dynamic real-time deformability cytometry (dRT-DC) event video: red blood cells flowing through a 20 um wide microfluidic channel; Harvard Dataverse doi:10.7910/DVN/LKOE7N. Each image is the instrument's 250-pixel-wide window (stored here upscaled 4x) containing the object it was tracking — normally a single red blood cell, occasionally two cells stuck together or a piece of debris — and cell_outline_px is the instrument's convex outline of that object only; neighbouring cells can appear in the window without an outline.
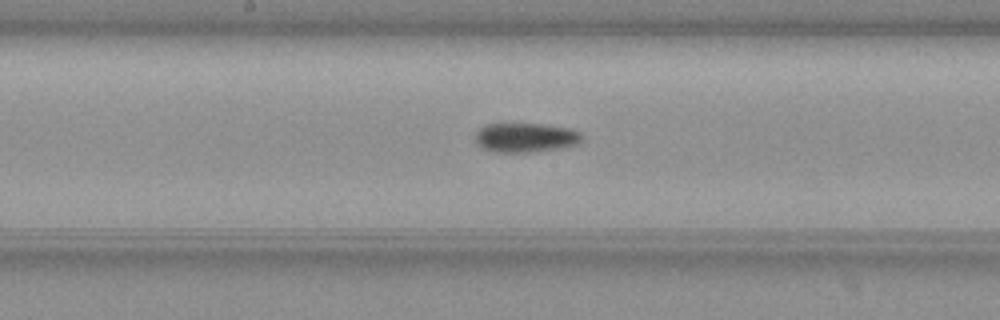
{"species": "common noctule bat (a hibernating species)", "species_latin": "Nyctalus noctula", "temperature_condition": "warm", "stored_images_in_passage": 39, "camera_frame_rate_fps": 3000, "um_per_image_px": 0.085, "animal": {"sex": "female", "body_mass_g": 19.3, "forearm_length_mm": 54.1}, "frame": {"image": 1, "passage_image": 12, "time_ms": 3.667, "image_size_px": [1000, 320], "cell_outline_px": [[580, 144], [564, 148], [536, 152], [496, 152], [480, 148], [476, 140], [476, 132], [480, 128], [488, 124], [540, 124], [564, 128], [580, 132]], "centroid_in_image_um": [44.66, 11.72], "position_along_channel_um": 203.5, "area_um2": 18.15}}
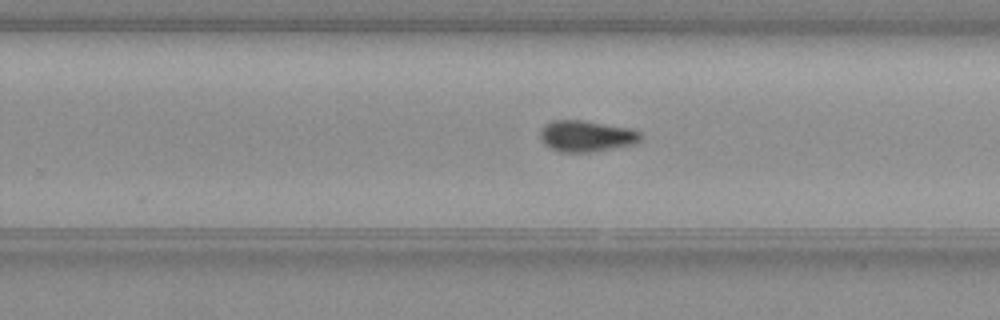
{"frame": {"image": 2, "passage_image": 18, "time_ms": 5.667, "image_size_px": [1000, 320], "cell_outline_px": [[640, 140], [636, 144], [592, 152], [560, 152], [548, 148], [540, 140], [540, 128], [544, 124], [552, 120], [580, 120], [632, 128], [640, 132]], "centroid_in_image_um": [49.8, 11.57], "position_along_channel_um": 280.0, "area_um2": 18.55}}
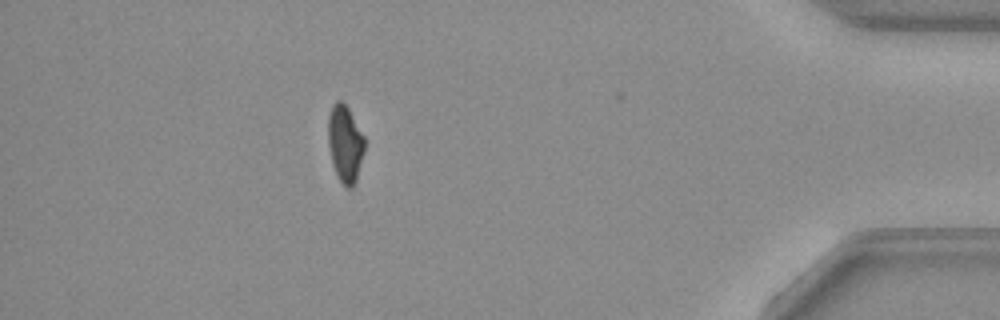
{"frame": {"image": 3, "passage_image": 32, "time_ms": 10.333, "image_size_px": [1000, 320], "cell_outline_px": [[364, 152], [356, 180], [352, 188], [348, 188], [340, 180], [332, 164], [328, 144], [328, 116], [332, 104], [336, 100], [340, 100], [348, 108], [364, 136]], "centroid_in_image_um": [29.32, 12.19], "position_along_channel_um": 405.9, "area_um2": 16.24}}